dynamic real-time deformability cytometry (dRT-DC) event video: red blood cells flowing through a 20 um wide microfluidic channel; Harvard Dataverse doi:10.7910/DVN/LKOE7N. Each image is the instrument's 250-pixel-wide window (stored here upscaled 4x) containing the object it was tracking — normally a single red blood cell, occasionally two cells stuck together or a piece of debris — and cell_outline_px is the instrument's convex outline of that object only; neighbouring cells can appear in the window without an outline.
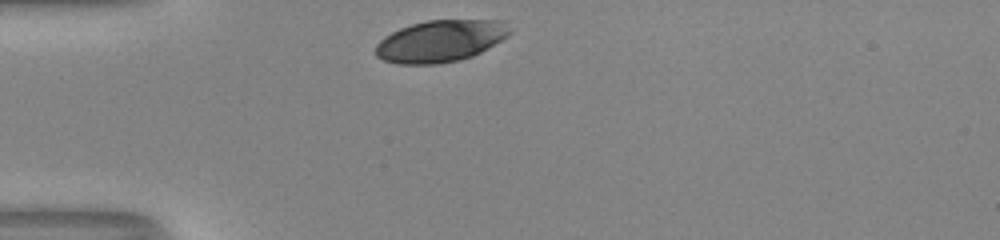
{"species": "human", "species_latin": "Homo sapiens", "temperature_condition": "room temperature", "stored_images_in_passage": 28, "camera_frame_rate_fps": 3000, "um_per_image_px": 0.085, "donor": {"sex": "male"}, "frame": {"image": 1, "passage_image": 1, "time_ms": 0.0, "image_size_px": [1000, 240], "cell_outline_px": [[512, 32], [508, 36], [480, 52], [472, 56], [460, 60], [436, 64], [396, 64], [384, 60], [376, 56], [376, 44], [384, 36], [400, 28], [412, 24], [428, 20], [504, 20]], "centroid_in_image_um": [37.44, 3.48], "position_along_channel_um": 47.6, "area_um2": 32.71}}
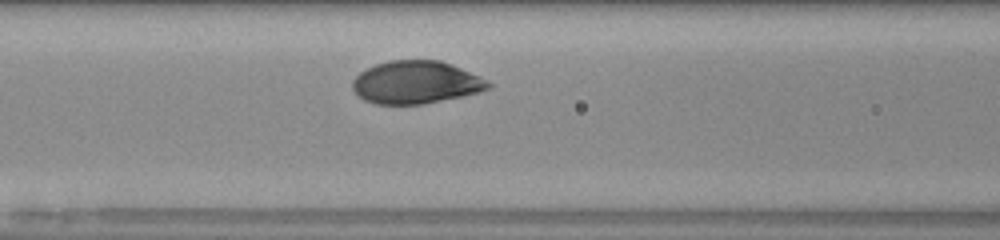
{"frame": {"image": 2, "passage_image": 9, "time_ms": 2.667, "image_size_px": [1000, 240], "cell_outline_px": [[492, 88], [460, 96], [424, 104], [376, 104], [364, 100], [356, 96], [352, 88], [352, 80], [360, 72], [376, 64], [388, 60], [440, 60], [480, 76], [488, 80], [492, 84]], "centroid_in_image_um": [35.32, 7.0], "position_along_channel_um": 131.3, "area_um2": 33.81}}
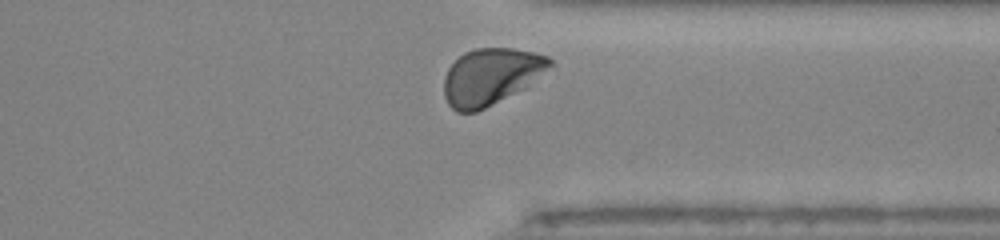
{"frame": {"image": 3, "passage_image": 27, "time_ms": 8.667, "image_size_px": [1000, 240], "cell_outline_px": [[552, 64], [524, 88], [476, 112], [456, 112], [448, 104], [444, 96], [444, 76], [448, 68], [464, 52], [476, 48], [512, 48], [532, 52], [548, 56], [552, 60]], "centroid_in_image_um": [41.67, 6.5], "position_along_channel_um": 369.7, "area_um2": 34.39}, "authors_computed_cell_mechanics": {"area_um2": 34.6222, "velocity_mm_per_s": 3.9782, "shape_relaxation_time_tau1_ms": 1.5489, "shape_relaxation_time_tau2_ms": null, "deformation_change_tau1": 0.1221, "deformation_change_tau2": null}}